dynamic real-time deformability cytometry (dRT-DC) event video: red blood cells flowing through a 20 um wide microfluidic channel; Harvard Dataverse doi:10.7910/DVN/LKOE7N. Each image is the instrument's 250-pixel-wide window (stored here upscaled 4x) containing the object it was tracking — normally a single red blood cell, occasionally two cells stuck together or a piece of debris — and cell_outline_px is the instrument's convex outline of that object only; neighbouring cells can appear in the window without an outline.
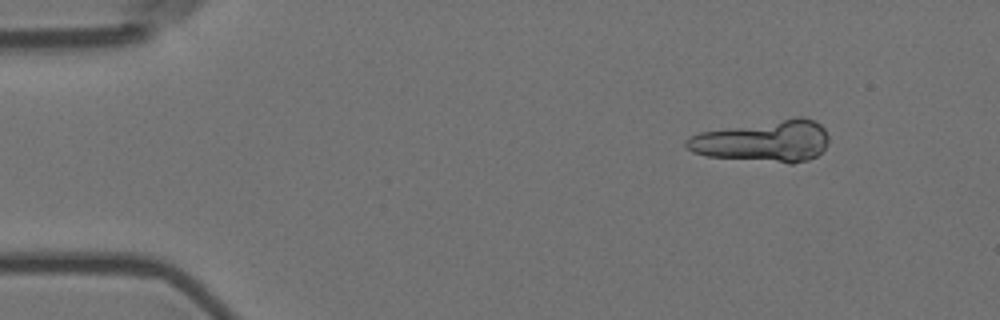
{"species": "Egyptian fruit bat (a non-hibernating species)", "species_latin": "Rousettus aegyptiacus", "temperature_condition": "room temperature", "stored_images_in_passage": 5, "camera_frame_rate_fps": 3000, "um_per_image_px": 0.085, "animal": {"sex": "female"}, "frame": {"image": 1, "passage_image": 2, "time_ms": 0.333, "image_size_px": [1000, 320], "cell_outline_px": [[828, 144], [816, 156], [808, 160], [792, 164], [788, 164], [708, 156], [692, 152], [684, 148], [684, 140], [688, 136], [700, 132], [796, 116], [804, 116], [820, 124], [824, 128], [828, 136]], "centroid_in_image_um": [64.88, 12.0], "position_along_channel_um": 20.1, "area_um2": 34.91}}